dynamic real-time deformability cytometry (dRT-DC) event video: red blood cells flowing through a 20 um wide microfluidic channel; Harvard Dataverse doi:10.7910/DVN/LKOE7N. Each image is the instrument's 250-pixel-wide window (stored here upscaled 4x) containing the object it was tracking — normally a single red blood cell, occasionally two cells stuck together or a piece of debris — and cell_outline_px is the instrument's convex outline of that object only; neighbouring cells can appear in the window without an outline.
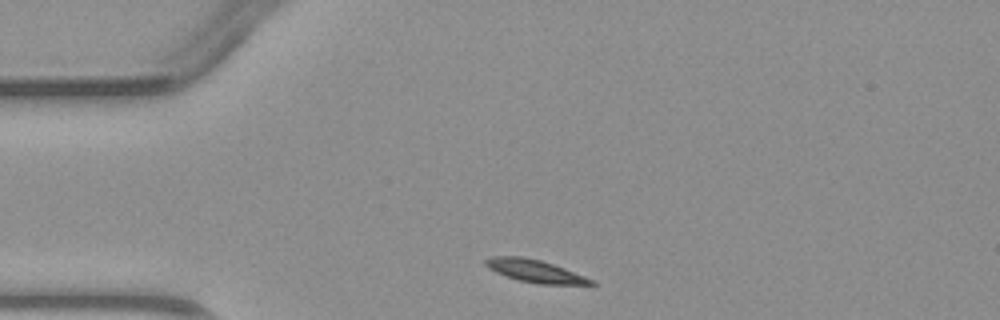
{"species": "common noctule bat (a hibernating species)", "species_latin": "Nyctalus noctula", "temperature_condition": "warm", "stored_images_in_passage": 2, "camera_frame_rate_fps": 3000, "um_per_image_px": 0.085, "animal": {"sex": "male", "body_mass_g": 23.1, "forearm_length_mm": 52.7}, "frame": {"image": 1, "passage_image": 1, "time_ms": 0.0, "image_size_px": [1000, 320], "cell_outline_px": [[596, 284], [540, 284], [520, 280], [496, 272], [488, 268], [484, 264], [484, 260], [492, 256], [520, 256], [540, 260], [564, 268], [584, 276], [592, 280]], "centroid_in_image_um": [45.43, 23.02], "position_along_channel_um": 39.6, "area_um2": 13.53}}